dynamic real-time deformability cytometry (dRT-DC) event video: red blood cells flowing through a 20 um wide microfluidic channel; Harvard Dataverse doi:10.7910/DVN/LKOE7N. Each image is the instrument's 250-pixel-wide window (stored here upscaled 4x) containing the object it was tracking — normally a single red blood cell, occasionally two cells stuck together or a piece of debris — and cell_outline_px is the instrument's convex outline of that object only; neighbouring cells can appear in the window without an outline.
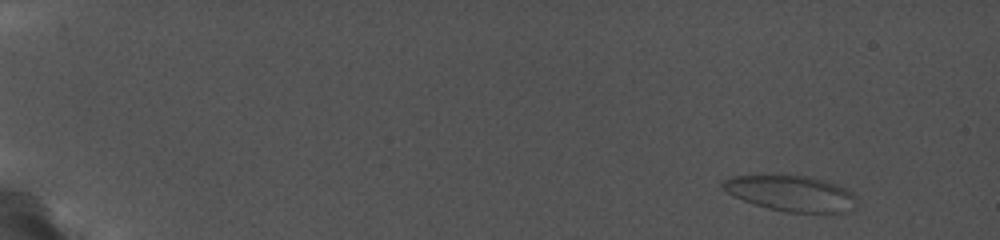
{"species": "common noctule bat (a hibernating species)", "species_latin": "Nyctalus noctula", "temperature_condition": "cold", "stored_images_in_passage": 9, "camera_frame_rate_fps": 5000, "um_per_image_px": 0.085, "animal": {"sex": "female", "body_mass_g": 19.0, "forearm_length_mm": 56.7}, "frame": {"image": 1, "passage_image": 1, "time_ms": 0.0, "image_size_px": [1000, 240], "cell_outline_px": [[860, 204], [852, 212], [824, 216], [784, 212], [768, 208], [732, 196], [720, 188], [720, 184], [724, 180], [732, 176], [800, 176], [824, 180], [836, 184], [852, 192], [860, 200]], "centroid_in_image_um": [67.38, 16.52], "position_along_channel_um": 17.6, "area_um2": 28.9}}
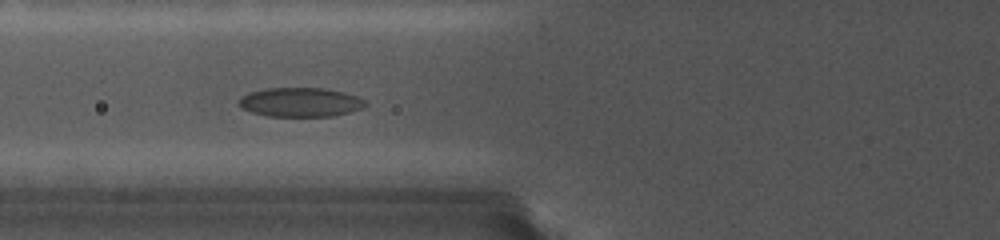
{"frame": {"image": 2, "passage_image": 8, "time_ms": 7.4, "image_size_px": [1000, 240], "cell_outline_px": [[368, 104], [364, 108], [332, 116], [268, 116], [252, 112], [240, 108], [236, 104], [244, 96], [252, 92], [268, 88], [324, 88], [344, 92], [360, 96]], "centroid_in_image_um": [25.58, 8.69], "position_along_channel_um": 100.2, "area_um2": 21.5}}
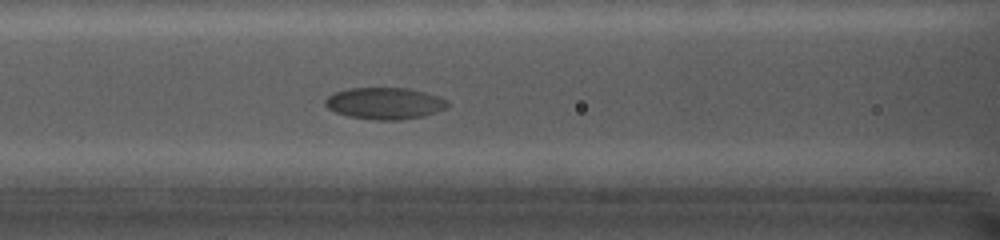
{"frame": {"image": 3, "passage_image": 9, "time_ms": 8.4, "image_size_px": [1000, 240], "cell_outline_px": [[452, 104], [448, 108], [424, 116], [400, 120], [376, 120], [348, 116], [336, 112], [328, 108], [324, 104], [324, 100], [328, 96], [336, 92], [352, 88], [408, 88], [424, 92], [448, 100]], "centroid_in_image_um": [32.74, 8.79], "position_along_channel_um": 133.9, "area_um2": 22.66}}